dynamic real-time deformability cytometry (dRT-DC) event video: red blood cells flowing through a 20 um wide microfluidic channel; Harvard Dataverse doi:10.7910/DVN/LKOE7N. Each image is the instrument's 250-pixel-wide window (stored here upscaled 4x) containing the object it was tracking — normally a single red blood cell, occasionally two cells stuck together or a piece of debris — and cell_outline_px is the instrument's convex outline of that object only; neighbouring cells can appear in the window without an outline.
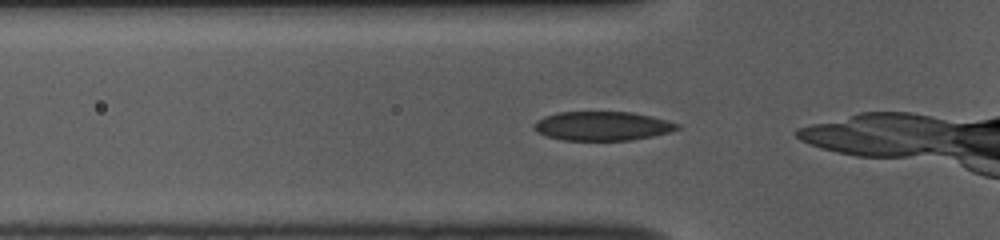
{"species": "common noctule bat (a hibernating species)", "species_latin": "Nyctalus noctula", "temperature_condition": "room temperature", "stored_images_in_passage": 10, "camera_frame_rate_fps": 3000, "um_per_image_px": 0.085, "animal": {"sex": "female", "body_mass_g": 10.0, "forearm_length_mm": 53.1}, "frame": {"image": 1, "passage_image": 2, "time_ms": 0.333, "image_size_px": [1000, 240], "cell_outline_px": [[680, 128], [668, 132], [652, 136], [628, 140], [564, 140], [548, 136], [536, 132], [532, 128], [532, 124], [536, 120], [544, 116], [556, 112], [632, 112], [652, 116], [668, 120], [680, 124]], "centroid_in_image_um": [51.17, 10.7], "position_along_channel_um": 74.6, "area_um2": 24.33}}
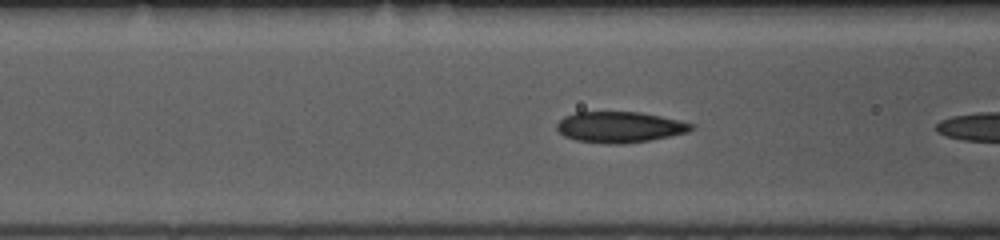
{"frame": {"image": 2, "passage_image": 5, "time_ms": 1.333, "image_size_px": [1000, 240], "cell_outline_px": [[696, 128], [688, 132], [648, 140], [620, 144], [608, 144], [576, 140], [564, 136], [556, 128], [556, 124], [564, 116], [576, 112], [640, 112], [660, 116], [696, 124]], "centroid_in_image_um": [52.68, 10.8], "position_along_channel_um": 113.9, "area_um2": 24.16}}
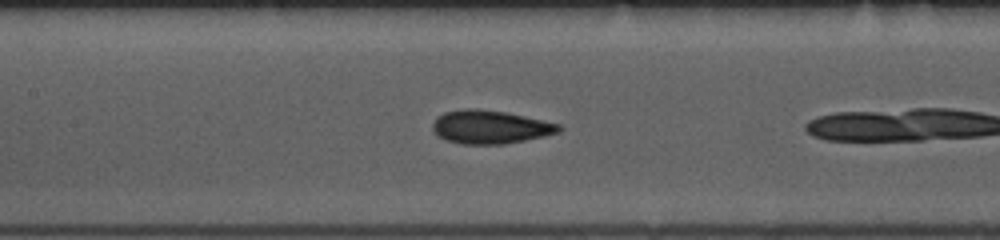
{"frame": {"image": 3, "passage_image": 9, "time_ms": 2.667, "image_size_px": [1000, 240], "cell_outline_px": [[564, 128], [560, 132], [544, 136], [504, 144], [464, 144], [448, 140], [436, 136], [432, 128], [432, 124], [436, 116], [444, 112], [468, 108], [476, 108], [504, 112], [524, 116], [560, 124]], "centroid_in_image_um": [41.65, 10.79], "position_along_channel_um": 165.8, "area_um2": 24.57}}